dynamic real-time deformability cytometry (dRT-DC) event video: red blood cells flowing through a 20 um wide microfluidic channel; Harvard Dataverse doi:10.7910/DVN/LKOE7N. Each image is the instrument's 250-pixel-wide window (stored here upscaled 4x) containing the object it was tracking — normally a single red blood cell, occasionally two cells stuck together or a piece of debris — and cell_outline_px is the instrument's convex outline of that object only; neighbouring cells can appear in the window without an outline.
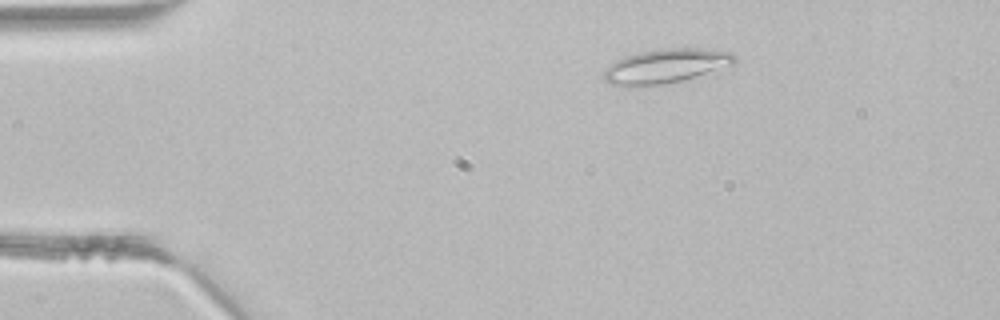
{"species": "common noctule bat (a hibernating species)", "species_latin": "Nyctalus noctula", "temperature_condition": "room temperature", "stored_images_in_passage": 4, "camera_frame_rate_fps": 3000, "um_per_image_px": 0.085, "animal": {"sex": "male", "body_mass_g": 21.5, "forearm_length_mm": 52.0}, "frame": {"image": 1, "passage_image": 2, "time_ms": 0.333, "image_size_px": [1000, 320], "cell_outline_px": [[736, 60], [732, 64], [680, 80], [664, 84], [628, 88], [624, 88], [608, 84], [604, 80], [604, 72], [616, 60], [624, 56], [640, 52], [660, 48], [704, 48], [728, 52], [736, 56]], "centroid_in_image_um": [56.49, 5.63], "position_along_channel_um": 28.5, "area_um2": 25.95}}